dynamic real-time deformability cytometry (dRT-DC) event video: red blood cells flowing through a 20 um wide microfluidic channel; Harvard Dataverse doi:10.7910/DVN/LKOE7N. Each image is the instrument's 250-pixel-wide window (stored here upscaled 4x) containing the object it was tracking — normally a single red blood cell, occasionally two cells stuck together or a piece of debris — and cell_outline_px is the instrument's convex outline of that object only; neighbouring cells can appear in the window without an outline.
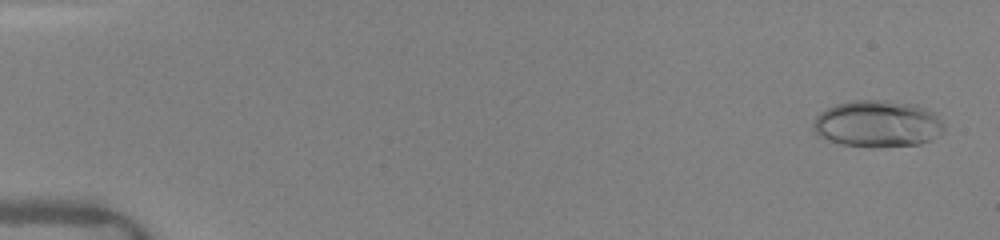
{"species": "human", "species_latin": "Homo sapiens", "temperature_condition": "warm", "stored_images_in_passage": 62, "camera_frame_rate_fps": 3000, "um_per_image_px": 0.085, "donor": {"sex": "female"}, "frame": {"image": 1, "passage_image": 2, "time_ms": 0.333, "image_size_px": [1000, 240], "cell_outline_px": [[944, 132], [940, 136], [932, 140], [920, 144], [880, 148], [872, 148], [840, 144], [828, 140], [820, 136], [812, 128], [812, 120], [820, 112], [836, 104], [852, 100], [888, 100], [912, 104], [928, 108], [940, 120], [944, 128]], "centroid_in_image_um": [74.59, 10.54], "position_along_channel_um": 10.4, "area_um2": 36.18}}
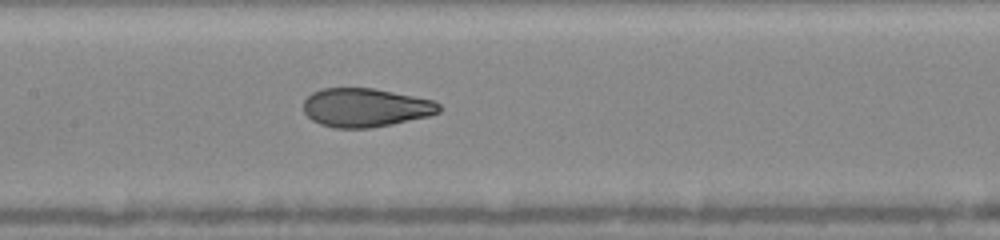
{"frame": {"image": 2, "passage_image": 25, "time_ms": 8.0, "image_size_px": [1000, 240], "cell_outline_px": [[440, 112], [428, 116], [392, 124], [368, 128], [336, 128], [320, 124], [312, 120], [304, 112], [304, 100], [312, 92], [320, 88], [372, 88], [432, 100], [440, 104]], "centroid_in_image_um": [31.03, 9.14], "position_along_channel_um": 176.4, "area_um2": 30.4}}
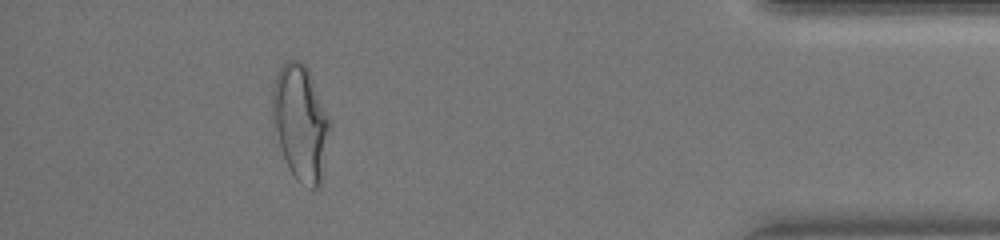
{"frame": {"image": 3, "passage_image": 53, "time_ms": 14.667, "image_size_px": [1000, 240], "cell_outline_px": [[332, 120], [324, 176], [320, 184], [316, 188], [312, 188], [296, 180], [288, 168], [272, 124], [272, 88], [276, 76], [280, 68], [288, 60], [300, 60], [308, 68]], "centroid_in_image_um": [25.58, 10.44], "position_along_channel_um": 409.6, "area_um2": 39.42}, "authors_computed_cell_mechanics": {"area_um2": 32.0212, "velocity_mm_per_s": 4.1472, "shape_relaxation_time_tau1_ms": 9.3453, "shape_relaxation_time_tau2_ms": 0.8706, "deformation_change_tau1": 0.2968, "deformation_change_tau2": 0.0734}}